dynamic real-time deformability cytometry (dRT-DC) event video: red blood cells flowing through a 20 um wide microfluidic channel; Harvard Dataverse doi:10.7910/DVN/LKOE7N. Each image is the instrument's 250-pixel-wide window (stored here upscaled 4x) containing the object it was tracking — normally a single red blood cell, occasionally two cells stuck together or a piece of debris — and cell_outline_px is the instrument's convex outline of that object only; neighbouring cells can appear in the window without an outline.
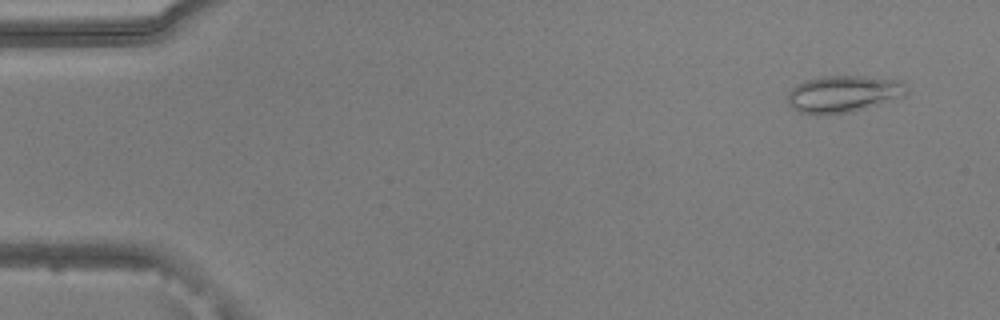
{"species": "common noctule bat (a hibernating species)", "species_latin": "Nyctalus noctula", "temperature_condition": "warm", "stored_images_in_passage": 53, "camera_frame_rate_fps": 3000, "um_per_image_px": 0.085, "animal": {"sex": "male", "body_mass_g": 20.5, "forearm_length_mm": 52.5}, "frame": {"image": 1, "passage_image": 4, "time_ms": 1.0, "image_size_px": [1000, 320], "cell_outline_px": [[908, 92], [904, 96], [848, 112], [816, 116], [796, 112], [788, 104], [788, 92], [796, 84], [804, 80], [820, 76], [864, 76], [896, 80], [908, 84]], "centroid_in_image_um": [71.62, 7.98], "position_along_channel_um": 13.4, "area_um2": 25.72}}
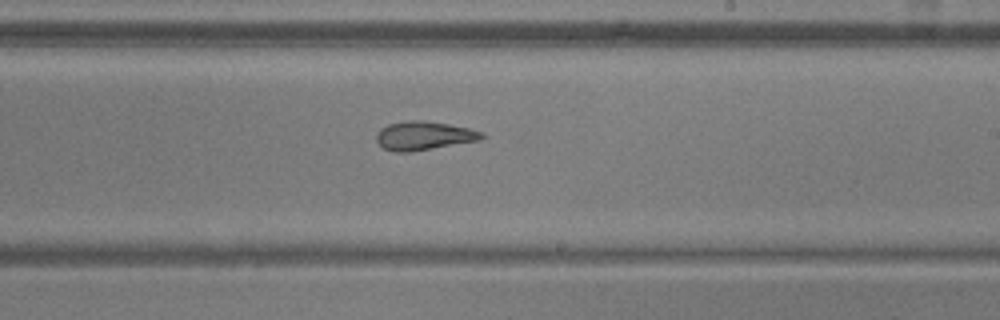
{"frame": {"image": 2, "passage_image": 32, "time_ms": 10.333, "image_size_px": [1000, 320], "cell_outline_px": [[484, 136], [480, 140], [412, 152], [396, 152], [384, 148], [376, 140], [376, 132], [380, 128], [388, 124], [408, 120], [424, 120], [448, 124], [468, 128], [484, 132]], "centroid_in_image_um": [36.01, 11.53], "position_along_channel_um": 253.0, "area_um2": 17.69}}
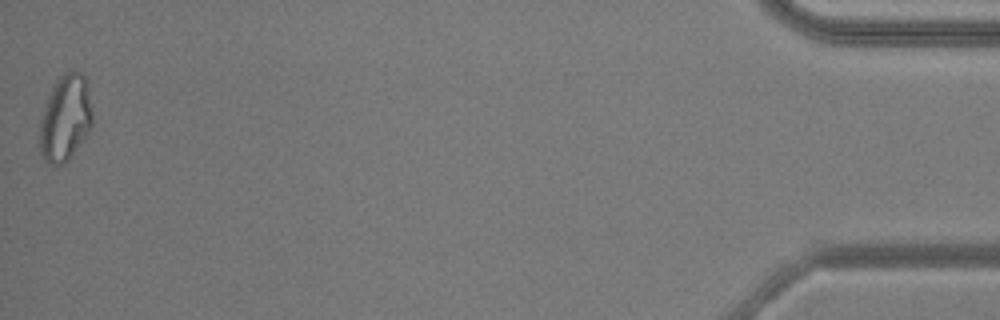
{"frame": {"image": 3, "passage_image": 53, "time_ms": 17.333, "image_size_px": [1000, 320], "cell_outline_px": [[92, 124], [88, 132], [72, 156], [64, 164], [56, 168], [48, 164], [44, 160], [40, 152], [40, 120], [48, 96], [52, 88], [60, 76], [64, 72], [80, 72], [88, 80], [92, 112]], "centroid_in_image_um": [5.56, 10.08], "position_along_channel_um": 429.6, "area_um2": 26.7}, "authors_computed_cell_mechanics": {"area_um2": 21.097, "velocity_mm_per_s": 3.8472, "shape_relaxation_time_tau1_ms": null, "shape_relaxation_time_tau2_ms": 2.4101, "deformation_change_tau1": null, "deformation_change_tau2": 0.1087}}